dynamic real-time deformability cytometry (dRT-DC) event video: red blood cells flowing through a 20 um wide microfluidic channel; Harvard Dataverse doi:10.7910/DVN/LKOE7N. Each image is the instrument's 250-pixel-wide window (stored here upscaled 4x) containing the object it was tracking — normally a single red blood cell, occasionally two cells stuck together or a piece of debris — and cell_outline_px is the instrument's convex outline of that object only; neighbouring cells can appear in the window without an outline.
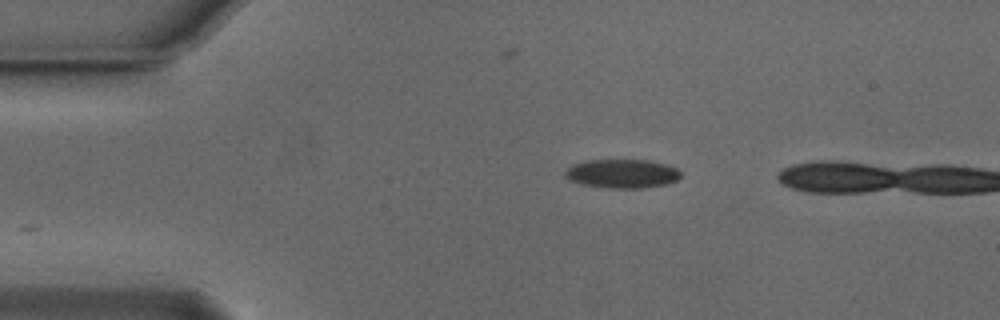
{"species": "Egyptian fruit bat (a non-hibernating species)", "species_latin": "Rousettus aegyptiacus", "temperature_condition": "cold", "stored_images_in_passage": 7, "camera_frame_rate_fps": 3000, "um_per_image_px": 0.085, "animal": {"sex": "male"}, "frame": {"image": 1, "passage_image": 1, "time_ms": 0.0, "image_size_px": [1000, 320], "cell_outline_px": [[680, 176], [676, 180], [664, 184], [640, 188], [608, 188], [580, 184], [568, 180], [564, 176], [564, 172], [572, 164], [584, 160], [648, 160], [664, 164], [676, 168], [680, 172]], "centroid_in_image_um": [52.8, 14.75], "position_along_channel_um": 32.2, "area_um2": 19.42}}